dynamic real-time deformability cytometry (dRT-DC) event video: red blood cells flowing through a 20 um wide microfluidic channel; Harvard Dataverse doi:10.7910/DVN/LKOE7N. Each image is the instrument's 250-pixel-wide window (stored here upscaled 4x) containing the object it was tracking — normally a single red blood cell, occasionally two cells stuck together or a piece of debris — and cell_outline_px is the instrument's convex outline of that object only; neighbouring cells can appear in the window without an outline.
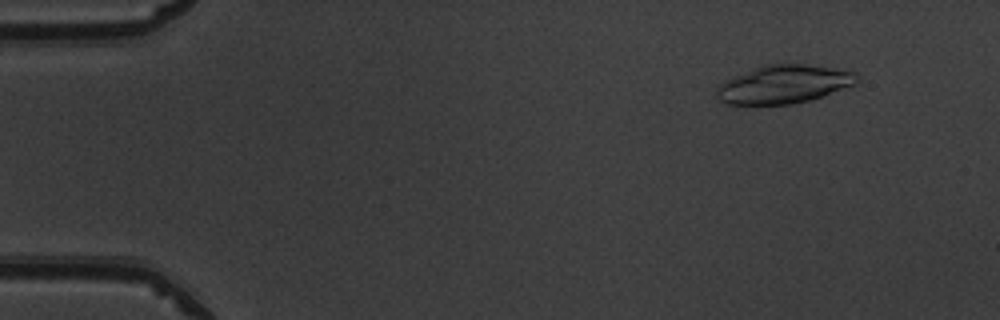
{"species": "common noctule bat (a hibernating species)", "species_latin": "Nyctalus noctula", "temperature_condition": "warm", "stored_images_in_passage": 50, "camera_frame_rate_fps": 3000, "um_per_image_px": 0.085, "animal": {"sex": "male", "body_mass_g": 19.5, "forearm_length_mm": 54.6}, "frame": {"image": 1, "passage_image": 5, "time_ms": 1.333, "image_size_px": [1000, 320], "cell_outline_px": [[856, 80], [852, 84], [820, 96], [808, 100], [792, 104], [724, 104], [716, 100], [716, 88], [724, 80], [764, 64], [804, 64], [856, 72]], "centroid_in_image_um": [66.5, 7.17], "position_along_channel_um": 18.5, "area_um2": 30.75}}